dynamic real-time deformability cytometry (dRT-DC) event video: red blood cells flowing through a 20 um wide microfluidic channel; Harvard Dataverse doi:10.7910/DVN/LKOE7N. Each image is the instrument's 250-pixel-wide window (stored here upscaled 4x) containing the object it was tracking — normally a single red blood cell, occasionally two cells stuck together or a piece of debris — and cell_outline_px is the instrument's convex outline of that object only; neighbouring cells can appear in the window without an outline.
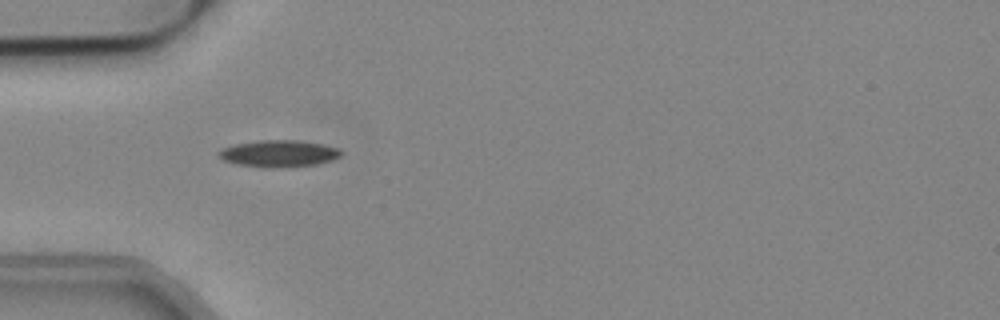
{"species": "common noctule bat (a hibernating species)", "species_latin": "Nyctalus noctula", "temperature_condition": "cold", "stored_images_in_passage": 31, "camera_frame_rate_fps": 3000, "um_per_image_px": 0.085, "animal": {"sex": "male", "body_mass_g": 19.2, "forearm_length_mm": 51.8}, "frame": {"image": 1, "passage_image": 2, "time_ms": 0.333, "image_size_px": [1000, 320], "cell_outline_px": [[344, 152], [340, 156], [332, 160], [316, 164], [288, 168], [264, 168], [236, 164], [224, 160], [216, 152], [220, 148], [236, 144], [260, 140], [296, 140], [324, 144], [336, 148]], "centroid_in_image_um": [23.69, 13.06], "position_along_channel_um": 61.3, "area_um2": 19.36}}
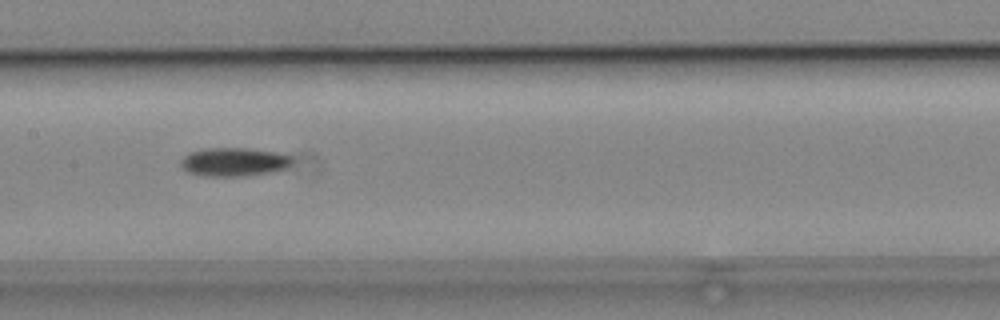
{"frame": {"image": 2, "passage_image": 12, "time_ms": 3.667, "image_size_px": [1000, 320], "cell_outline_px": [[292, 164], [288, 168], [272, 172], [240, 176], [204, 176], [188, 172], [180, 164], [180, 160], [188, 152], [204, 148], [244, 148], [276, 152], [292, 156]], "centroid_in_image_um": [19.89, 13.76], "position_along_channel_um": 187.5, "area_um2": 18.67}}
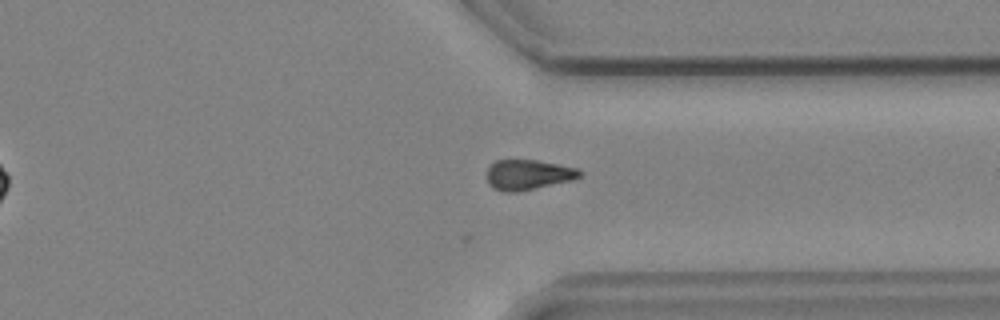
{"frame": {"image": 3, "passage_image": 26, "time_ms": 8.333, "image_size_px": [1000, 320], "cell_outline_px": [[584, 172], [580, 176], [572, 180], [520, 192], [504, 192], [492, 188], [488, 184], [488, 168], [496, 160], [536, 160], [580, 168]], "centroid_in_image_um": [44.92, 14.86], "position_along_channel_um": 366.5, "area_um2": 16.47}}